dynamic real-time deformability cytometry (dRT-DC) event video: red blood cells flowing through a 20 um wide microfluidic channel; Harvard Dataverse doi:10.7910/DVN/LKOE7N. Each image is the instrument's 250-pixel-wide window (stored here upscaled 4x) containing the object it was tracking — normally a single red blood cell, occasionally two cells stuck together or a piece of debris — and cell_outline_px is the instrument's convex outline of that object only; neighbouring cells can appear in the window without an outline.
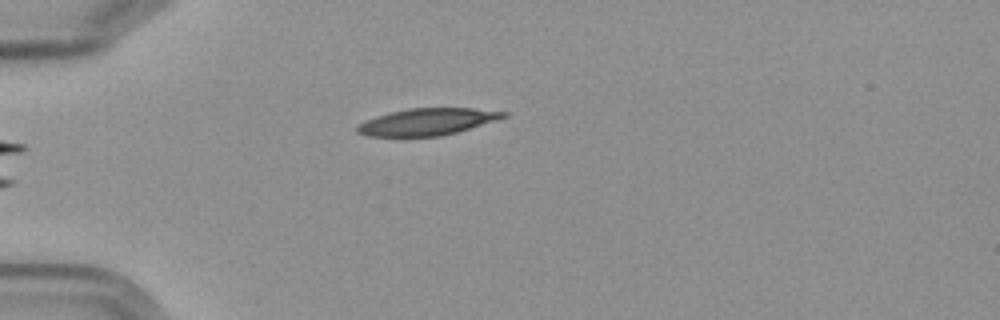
{"species": "Egyptian fruit bat (a non-hibernating species)", "species_latin": "Rousettus aegyptiacus", "temperature_condition": "cold", "stored_images_in_passage": 6, "camera_frame_rate_fps": 3000, "um_per_image_px": 0.085, "frame": {"image": 1, "passage_image": 6, "time_ms": 6.0, "image_size_px": [1000, 320], "cell_outline_px": [[508, 116], [456, 132], [440, 136], [364, 136], [356, 132], [356, 124], [364, 120], [376, 116], [408, 108], [472, 108], [508, 112]], "centroid_in_image_um": [36.25, 10.35], "position_along_channel_um": 48.8, "area_um2": 22.77}}